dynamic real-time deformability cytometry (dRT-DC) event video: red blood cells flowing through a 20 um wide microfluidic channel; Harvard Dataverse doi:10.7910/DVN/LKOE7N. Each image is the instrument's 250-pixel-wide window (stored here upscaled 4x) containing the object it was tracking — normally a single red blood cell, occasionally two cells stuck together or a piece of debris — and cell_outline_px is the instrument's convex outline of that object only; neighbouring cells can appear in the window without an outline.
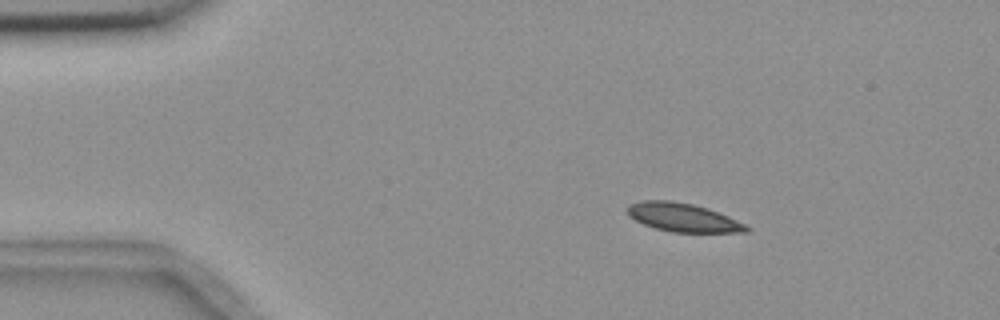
{"species": "common noctule bat (a hibernating species)", "species_latin": "Nyctalus noctula", "temperature_condition": "room temperature", "stored_images_in_passage": 5, "camera_frame_rate_fps": 3000, "um_per_image_px": 0.085, "animal": {"sex": "female", "body_mass_g": 18.4}, "frame": {"image": 1, "passage_image": 3, "time_ms": 2.333, "image_size_px": [1000, 320], "cell_outline_px": [[752, 228], [748, 232], [672, 232], [656, 228], [644, 224], [628, 216], [628, 204], [644, 200], [672, 200], [692, 204], [708, 208], [728, 216]], "centroid_in_image_um": [58.05, 18.48], "position_along_channel_um": 26.9, "area_um2": 19.71}}